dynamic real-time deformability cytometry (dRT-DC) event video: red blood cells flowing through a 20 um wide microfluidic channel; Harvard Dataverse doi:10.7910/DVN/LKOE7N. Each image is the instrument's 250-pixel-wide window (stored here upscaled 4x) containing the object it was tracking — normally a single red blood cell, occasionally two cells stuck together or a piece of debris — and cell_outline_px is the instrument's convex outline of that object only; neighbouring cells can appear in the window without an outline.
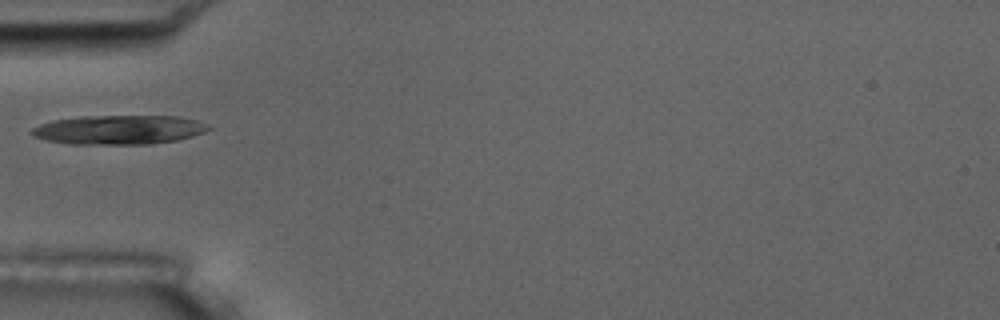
{"species": "common noctule bat (a hibernating species)", "species_latin": "Nyctalus noctula", "temperature_condition": "room temperature", "stored_images_in_passage": 2, "camera_frame_rate_fps": 3000, "um_per_image_px": 0.085, "animal": {"sex": "male", "body_mass_g": 17.5, "forearm_length_mm": 52.3}, "frame": {"image": 1, "passage_image": 2, "time_ms": 1.0, "image_size_px": [1000, 320], "cell_outline_px": [[212, 128], [204, 132], [192, 136], [176, 140], [152, 144], [72, 144], [48, 140], [32, 136], [28, 132], [32, 128], [40, 124], [52, 120], [80, 116], [180, 116], [196, 120], [208, 124]], "centroid_in_image_um": [10.1, 11.02], "position_along_channel_um": 74.9, "area_um2": 30.23}}